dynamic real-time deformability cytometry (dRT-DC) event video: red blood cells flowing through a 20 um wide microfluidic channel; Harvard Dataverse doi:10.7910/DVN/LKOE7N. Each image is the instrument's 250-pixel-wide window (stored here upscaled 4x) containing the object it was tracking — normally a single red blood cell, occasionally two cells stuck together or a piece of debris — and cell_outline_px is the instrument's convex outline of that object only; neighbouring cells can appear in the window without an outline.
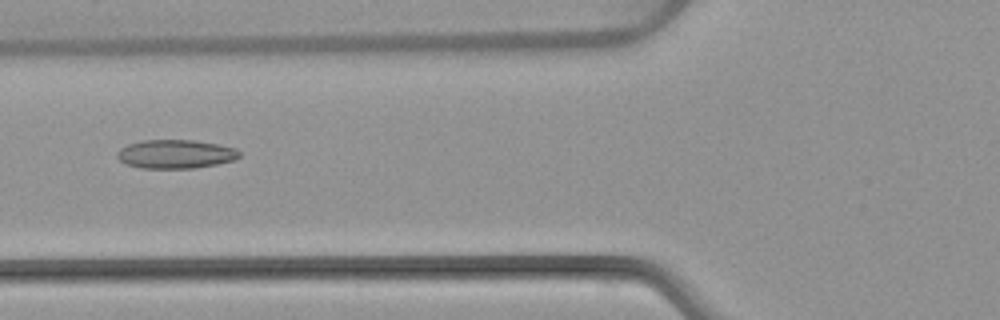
{"species": "common noctule bat (a hibernating species)", "species_latin": "Nyctalus noctula", "temperature_condition": "warm", "stored_images_in_passage": 5, "camera_frame_rate_fps": 3000, "um_per_image_px": 0.085, "animal": {"sex": "female", "body_mass_g": 22.7, "forearm_length_mm": 54.2}, "frame": {"image": 1, "passage_image": 5, "time_ms": 5.667, "image_size_px": [1000, 320], "cell_outline_px": [[240, 156], [232, 160], [216, 164], [196, 168], [140, 168], [124, 164], [116, 156], [116, 152], [120, 148], [128, 144], [140, 140], [192, 140], [216, 144], [236, 148], [240, 152]], "centroid_in_image_um": [14.87, 13.09], "position_along_channel_um": 110.9, "area_um2": 20.52}}